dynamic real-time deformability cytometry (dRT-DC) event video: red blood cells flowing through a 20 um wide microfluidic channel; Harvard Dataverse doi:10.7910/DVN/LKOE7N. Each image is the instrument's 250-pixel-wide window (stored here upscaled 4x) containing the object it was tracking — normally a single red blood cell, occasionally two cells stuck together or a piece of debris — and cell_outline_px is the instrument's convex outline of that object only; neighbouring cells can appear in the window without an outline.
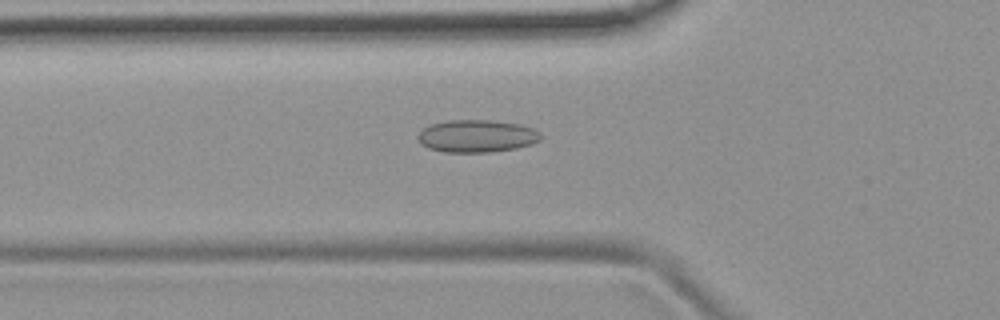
{"species": "common noctule bat (a hibernating species)", "species_latin": "Nyctalus noctula", "temperature_condition": "room temperature", "stored_images_in_passage": 47, "camera_frame_rate_fps": 3000, "um_per_image_px": 0.085, "animal": {"sex": "female", "body_mass_g": 19.9}, "frame": {"image": 1, "passage_image": 18, "time_ms": 5.667, "image_size_px": [1000, 320], "cell_outline_px": [[544, 136], [540, 140], [532, 144], [516, 148], [492, 152], [444, 152], [428, 148], [420, 144], [416, 136], [428, 124], [448, 120], [492, 120], [520, 124], [532, 128], [540, 132]], "centroid_in_image_um": [40.52, 11.56], "position_along_channel_um": 85.3, "area_um2": 23.58}}
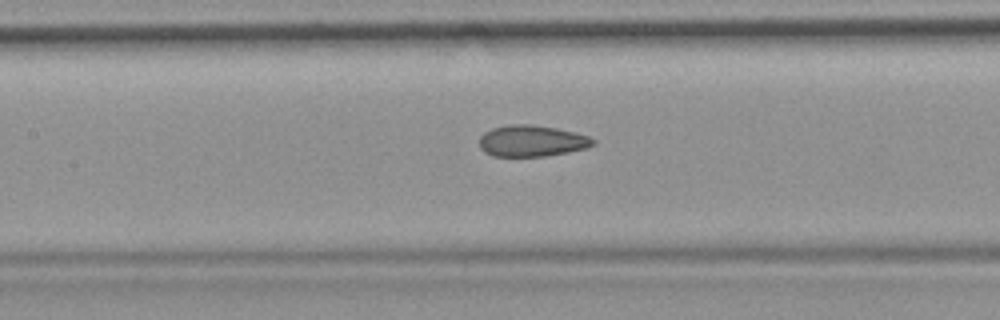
{"frame": {"image": 2, "passage_image": 24, "time_ms": 7.667, "image_size_px": [1000, 320], "cell_outline_px": [[596, 144], [584, 148], [568, 152], [544, 156], [492, 156], [484, 152], [480, 148], [480, 136], [484, 132], [492, 128], [508, 124], [532, 124], [556, 128], [576, 132], [588, 136], [596, 140]], "centroid_in_image_um": [45.19, 11.97], "position_along_channel_um": 162.2, "area_um2": 20.87}}
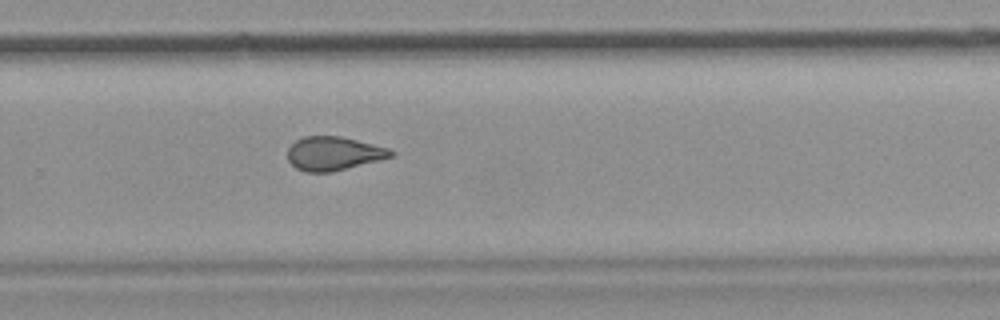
{"frame": {"image": 3, "passage_image": 35, "time_ms": 11.333, "image_size_px": [1000, 320], "cell_outline_px": [[396, 152], [392, 156], [380, 160], [332, 172], [304, 172], [296, 168], [288, 160], [288, 148], [296, 140], [304, 136], [340, 136], [388, 148]], "centroid_in_image_um": [28.34, 13.05], "position_along_channel_um": 301.5, "area_um2": 20.23}}